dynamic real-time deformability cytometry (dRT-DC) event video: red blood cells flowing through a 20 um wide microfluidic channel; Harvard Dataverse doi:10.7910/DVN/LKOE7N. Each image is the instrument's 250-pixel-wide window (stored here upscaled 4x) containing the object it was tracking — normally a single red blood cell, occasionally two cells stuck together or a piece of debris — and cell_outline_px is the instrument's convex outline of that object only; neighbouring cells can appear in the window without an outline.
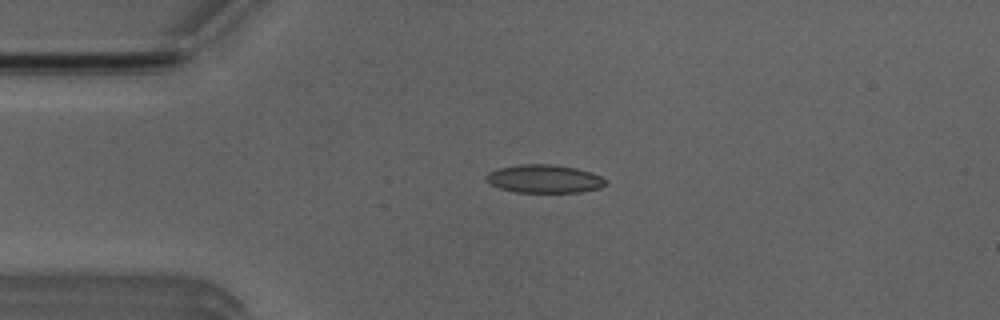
{"species": "Egyptian fruit bat (a non-hibernating species)", "species_latin": "Rousettus aegyptiacus", "temperature_condition": "room temperature", "stored_images_in_passage": 7, "camera_frame_rate_fps": 3000, "um_per_image_px": 0.085, "animal": {"sex": "male"}, "frame": {"image": 1, "passage_image": 3, "time_ms": 2.0, "image_size_px": [1000, 320], "cell_outline_px": [[608, 184], [600, 188], [580, 192], [516, 192], [500, 188], [492, 184], [488, 180], [488, 172], [496, 168], [520, 164], [548, 164], [576, 168], [600, 176], [608, 180]], "centroid_in_image_um": [46.3, 15.2], "position_along_channel_um": 38.7, "area_um2": 19.48}}
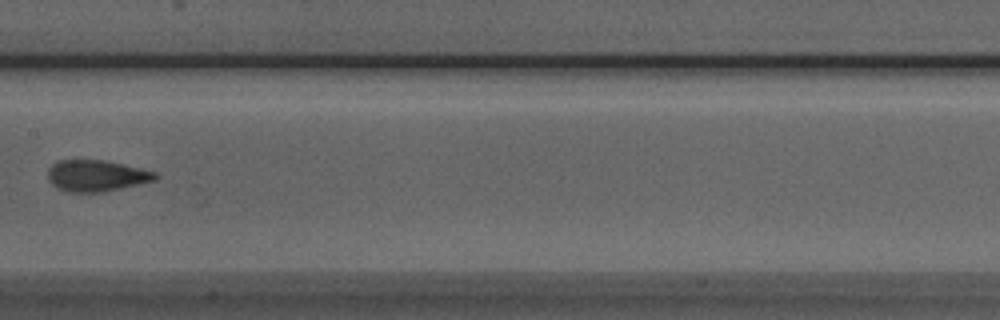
{"frame": {"image": 2, "passage_image": 7, "time_ms": 6.667, "image_size_px": [1000, 320], "cell_outline_px": [[160, 176], [156, 180], [100, 192], [68, 192], [56, 188], [48, 180], [48, 168], [52, 164], [60, 160], [104, 160], [140, 168], [156, 172]], "centroid_in_image_um": [8.17, 14.93], "position_along_channel_um": 199.2, "area_um2": 19.54}}